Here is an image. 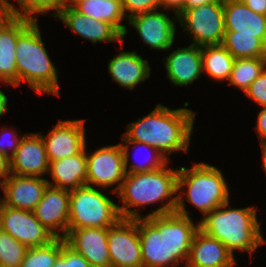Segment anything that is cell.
Masks as SVG:
<instances>
[{
	"mask_svg": "<svg viewBox=\"0 0 266 267\" xmlns=\"http://www.w3.org/2000/svg\"><path fill=\"white\" fill-rule=\"evenodd\" d=\"M188 106L185 102V108L171 110L158 104L145 117L129 123L123 136L130 142L152 146L165 157L175 151L189 152L196 112L187 109Z\"/></svg>",
	"mask_w": 266,
	"mask_h": 267,
	"instance_id": "1",
	"label": "cell"
},
{
	"mask_svg": "<svg viewBox=\"0 0 266 267\" xmlns=\"http://www.w3.org/2000/svg\"><path fill=\"white\" fill-rule=\"evenodd\" d=\"M178 170L162 168L141 173H126L122 185L116 193L123 206L118 205V211L123 219H136L174 213L177 205ZM166 203L148 215H141L130 207L145 208L146 205L160 201ZM138 206V207H137ZM143 206V207H142Z\"/></svg>",
	"mask_w": 266,
	"mask_h": 267,
	"instance_id": "2",
	"label": "cell"
},
{
	"mask_svg": "<svg viewBox=\"0 0 266 267\" xmlns=\"http://www.w3.org/2000/svg\"><path fill=\"white\" fill-rule=\"evenodd\" d=\"M228 205L229 201L206 214L198 221L199 229L218 239L233 255L235 250H241L252 257L258 246L266 244L260 232L257 211L254 206L230 209Z\"/></svg>",
	"mask_w": 266,
	"mask_h": 267,
	"instance_id": "3",
	"label": "cell"
},
{
	"mask_svg": "<svg viewBox=\"0 0 266 267\" xmlns=\"http://www.w3.org/2000/svg\"><path fill=\"white\" fill-rule=\"evenodd\" d=\"M17 86L26 81L35 93L58 95V70L51 62L37 21L19 37L16 45Z\"/></svg>",
	"mask_w": 266,
	"mask_h": 267,
	"instance_id": "4",
	"label": "cell"
},
{
	"mask_svg": "<svg viewBox=\"0 0 266 267\" xmlns=\"http://www.w3.org/2000/svg\"><path fill=\"white\" fill-rule=\"evenodd\" d=\"M225 181L222 172L209 164L200 162L188 169L180 167L175 212L189 217L182 198L185 193L181 189L184 186L187 188V201L198 208L204 216L223 205L229 201V189Z\"/></svg>",
	"mask_w": 266,
	"mask_h": 267,
	"instance_id": "5",
	"label": "cell"
},
{
	"mask_svg": "<svg viewBox=\"0 0 266 267\" xmlns=\"http://www.w3.org/2000/svg\"><path fill=\"white\" fill-rule=\"evenodd\" d=\"M120 219L118 205L98 188L84 185L70 191L68 233L80 228H109Z\"/></svg>",
	"mask_w": 266,
	"mask_h": 267,
	"instance_id": "6",
	"label": "cell"
},
{
	"mask_svg": "<svg viewBox=\"0 0 266 267\" xmlns=\"http://www.w3.org/2000/svg\"><path fill=\"white\" fill-rule=\"evenodd\" d=\"M193 45L222 44L225 29L223 1L214 0L206 5L184 10L177 18Z\"/></svg>",
	"mask_w": 266,
	"mask_h": 267,
	"instance_id": "7",
	"label": "cell"
},
{
	"mask_svg": "<svg viewBox=\"0 0 266 267\" xmlns=\"http://www.w3.org/2000/svg\"><path fill=\"white\" fill-rule=\"evenodd\" d=\"M143 267H179L168 257L167 214L138 218Z\"/></svg>",
	"mask_w": 266,
	"mask_h": 267,
	"instance_id": "8",
	"label": "cell"
},
{
	"mask_svg": "<svg viewBox=\"0 0 266 267\" xmlns=\"http://www.w3.org/2000/svg\"><path fill=\"white\" fill-rule=\"evenodd\" d=\"M87 159V177L86 185L94 187L109 188L117 184L112 189L117 193L125 177L124 156L120 146L109 145L86 153ZM96 185V186H95Z\"/></svg>",
	"mask_w": 266,
	"mask_h": 267,
	"instance_id": "9",
	"label": "cell"
},
{
	"mask_svg": "<svg viewBox=\"0 0 266 267\" xmlns=\"http://www.w3.org/2000/svg\"><path fill=\"white\" fill-rule=\"evenodd\" d=\"M111 267H143L138 218H121L108 228Z\"/></svg>",
	"mask_w": 266,
	"mask_h": 267,
	"instance_id": "10",
	"label": "cell"
},
{
	"mask_svg": "<svg viewBox=\"0 0 266 267\" xmlns=\"http://www.w3.org/2000/svg\"><path fill=\"white\" fill-rule=\"evenodd\" d=\"M0 228L27 247L44 246L56 237L35 217L33 211L3 205Z\"/></svg>",
	"mask_w": 266,
	"mask_h": 267,
	"instance_id": "11",
	"label": "cell"
},
{
	"mask_svg": "<svg viewBox=\"0 0 266 267\" xmlns=\"http://www.w3.org/2000/svg\"><path fill=\"white\" fill-rule=\"evenodd\" d=\"M84 120H59L49 134L41 135L48 161L79 154L86 146Z\"/></svg>",
	"mask_w": 266,
	"mask_h": 267,
	"instance_id": "12",
	"label": "cell"
},
{
	"mask_svg": "<svg viewBox=\"0 0 266 267\" xmlns=\"http://www.w3.org/2000/svg\"><path fill=\"white\" fill-rule=\"evenodd\" d=\"M69 204L70 191L48 185L33 212L36 219L56 238H65L68 234Z\"/></svg>",
	"mask_w": 266,
	"mask_h": 267,
	"instance_id": "13",
	"label": "cell"
},
{
	"mask_svg": "<svg viewBox=\"0 0 266 267\" xmlns=\"http://www.w3.org/2000/svg\"><path fill=\"white\" fill-rule=\"evenodd\" d=\"M9 169L13 175H48L49 161L41 133H29L22 137L19 147L9 159Z\"/></svg>",
	"mask_w": 266,
	"mask_h": 267,
	"instance_id": "14",
	"label": "cell"
},
{
	"mask_svg": "<svg viewBox=\"0 0 266 267\" xmlns=\"http://www.w3.org/2000/svg\"><path fill=\"white\" fill-rule=\"evenodd\" d=\"M128 24L151 49L168 50L174 43L175 22L158 9L135 15L128 19Z\"/></svg>",
	"mask_w": 266,
	"mask_h": 267,
	"instance_id": "15",
	"label": "cell"
},
{
	"mask_svg": "<svg viewBox=\"0 0 266 267\" xmlns=\"http://www.w3.org/2000/svg\"><path fill=\"white\" fill-rule=\"evenodd\" d=\"M48 180L36 176L10 174L0 187L3 190L4 205L27 211H33L42 199L48 186Z\"/></svg>",
	"mask_w": 266,
	"mask_h": 267,
	"instance_id": "16",
	"label": "cell"
},
{
	"mask_svg": "<svg viewBox=\"0 0 266 267\" xmlns=\"http://www.w3.org/2000/svg\"><path fill=\"white\" fill-rule=\"evenodd\" d=\"M10 15L0 26V81L17 86L16 45L18 37L33 23Z\"/></svg>",
	"mask_w": 266,
	"mask_h": 267,
	"instance_id": "17",
	"label": "cell"
},
{
	"mask_svg": "<svg viewBox=\"0 0 266 267\" xmlns=\"http://www.w3.org/2000/svg\"><path fill=\"white\" fill-rule=\"evenodd\" d=\"M65 241L92 267H111L108 252V228L73 229L65 236Z\"/></svg>",
	"mask_w": 266,
	"mask_h": 267,
	"instance_id": "18",
	"label": "cell"
},
{
	"mask_svg": "<svg viewBox=\"0 0 266 267\" xmlns=\"http://www.w3.org/2000/svg\"><path fill=\"white\" fill-rule=\"evenodd\" d=\"M236 262L234 255L223 243L198 229L183 267H233Z\"/></svg>",
	"mask_w": 266,
	"mask_h": 267,
	"instance_id": "19",
	"label": "cell"
},
{
	"mask_svg": "<svg viewBox=\"0 0 266 267\" xmlns=\"http://www.w3.org/2000/svg\"><path fill=\"white\" fill-rule=\"evenodd\" d=\"M81 37L97 42L120 41L123 44V35L110 23L95 20L78 12L74 7L63 8L56 16Z\"/></svg>",
	"mask_w": 266,
	"mask_h": 267,
	"instance_id": "20",
	"label": "cell"
},
{
	"mask_svg": "<svg viewBox=\"0 0 266 267\" xmlns=\"http://www.w3.org/2000/svg\"><path fill=\"white\" fill-rule=\"evenodd\" d=\"M167 78L177 86H187L203 72L201 46L178 48L165 58Z\"/></svg>",
	"mask_w": 266,
	"mask_h": 267,
	"instance_id": "21",
	"label": "cell"
},
{
	"mask_svg": "<svg viewBox=\"0 0 266 267\" xmlns=\"http://www.w3.org/2000/svg\"><path fill=\"white\" fill-rule=\"evenodd\" d=\"M226 32L252 35L266 43V15L255 13L242 0H223Z\"/></svg>",
	"mask_w": 266,
	"mask_h": 267,
	"instance_id": "22",
	"label": "cell"
},
{
	"mask_svg": "<svg viewBox=\"0 0 266 267\" xmlns=\"http://www.w3.org/2000/svg\"><path fill=\"white\" fill-rule=\"evenodd\" d=\"M86 146L77 155L64 157L49 162L48 174L52 176L53 182H48L51 187L65 189L68 191L86 185L87 159Z\"/></svg>",
	"mask_w": 266,
	"mask_h": 267,
	"instance_id": "23",
	"label": "cell"
},
{
	"mask_svg": "<svg viewBox=\"0 0 266 267\" xmlns=\"http://www.w3.org/2000/svg\"><path fill=\"white\" fill-rule=\"evenodd\" d=\"M108 70L112 80L122 87L133 90L135 86L150 77L151 68L148 60H144L135 51H124L109 61Z\"/></svg>",
	"mask_w": 266,
	"mask_h": 267,
	"instance_id": "24",
	"label": "cell"
},
{
	"mask_svg": "<svg viewBox=\"0 0 266 267\" xmlns=\"http://www.w3.org/2000/svg\"><path fill=\"white\" fill-rule=\"evenodd\" d=\"M199 229V222L195 225L192 219L176 212L167 214V244L168 257L179 264L187 262L191 243L196 231Z\"/></svg>",
	"mask_w": 266,
	"mask_h": 267,
	"instance_id": "25",
	"label": "cell"
},
{
	"mask_svg": "<svg viewBox=\"0 0 266 267\" xmlns=\"http://www.w3.org/2000/svg\"><path fill=\"white\" fill-rule=\"evenodd\" d=\"M74 8L95 20L110 23L123 35V38L128 32L126 26L121 24L126 17L122 0H82Z\"/></svg>",
	"mask_w": 266,
	"mask_h": 267,
	"instance_id": "26",
	"label": "cell"
},
{
	"mask_svg": "<svg viewBox=\"0 0 266 267\" xmlns=\"http://www.w3.org/2000/svg\"><path fill=\"white\" fill-rule=\"evenodd\" d=\"M203 71L216 81L229 80L235 58L222 45L201 47Z\"/></svg>",
	"mask_w": 266,
	"mask_h": 267,
	"instance_id": "27",
	"label": "cell"
},
{
	"mask_svg": "<svg viewBox=\"0 0 266 267\" xmlns=\"http://www.w3.org/2000/svg\"><path fill=\"white\" fill-rule=\"evenodd\" d=\"M222 45L235 58H266V43L257 37L225 32Z\"/></svg>",
	"mask_w": 266,
	"mask_h": 267,
	"instance_id": "28",
	"label": "cell"
},
{
	"mask_svg": "<svg viewBox=\"0 0 266 267\" xmlns=\"http://www.w3.org/2000/svg\"><path fill=\"white\" fill-rule=\"evenodd\" d=\"M266 67V58L235 59L229 83L246 91L250 84L262 73Z\"/></svg>",
	"mask_w": 266,
	"mask_h": 267,
	"instance_id": "29",
	"label": "cell"
},
{
	"mask_svg": "<svg viewBox=\"0 0 266 267\" xmlns=\"http://www.w3.org/2000/svg\"><path fill=\"white\" fill-rule=\"evenodd\" d=\"M65 238H55L44 246L28 247L20 267H53Z\"/></svg>",
	"mask_w": 266,
	"mask_h": 267,
	"instance_id": "30",
	"label": "cell"
},
{
	"mask_svg": "<svg viewBox=\"0 0 266 267\" xmlns=\"http://www.w3.org/2000/svg\"><path fill=\"white\" fill-rule=\"evenodd\" d=\"M122 143H120L123 156H124V169L126 173H141V172H147V171H152L158 168H162L169 162V158L163 156L157 149H155L152 146L146 145L144 143H139V142H130L128 141L123 135H122ZM130 144H134L135 147H138V151L143 147L146 149L151 150L152 154L151 157L146 159V163H132L131 166L128 169V163H129V149H130ZM145 149V150H146ZM135 162V161H134Z\"/></svg>",
	"mask_w": 266,
	"mask_h": 267,
	"instance_id": "31",
	"label": "cell"
},
{
	"mask_svg": "<svg viewBox=\"0 0 266 267\" xmlns=\"http://www.w3.org/2000/svg\"><path fill=\"white\" fill-rule=\"evenodd\" d=\"M28 247L0 228V267H20Z\"/></svg>",
	"mask_w": 266,
	"mask_h": 267,
	"instance_id": "32",
	"label": "cell"
},
{
	"mask_svg": "<svg viewBox=\"0 0 266 267\" xmlns=\"http://www.w3.org/2000/svg\"><path fill=\"white\" fill-rule=\"evenodd\" d=\"M20 5V10L10 3L11 15L29 18L37 21V14H48V11L53 10L56 17L62 10V0H17ZM33 15V16H32ZM36 15V16H35Z\"/></svg>",
	"mask_w": 266,
	"mask_h": 267,
	"instance_id": "33",
	"label": "cell"
},
{
	"mask_svg": "<svg viewBox=\"0 0 266 267\" xmlns=\"http://www.w3.org/2000/svg\"><path fill=\"white\" fill-rule=\"evenodd\" d=\"M122 6L125 16L130 19L135 15L160 8L161 0H122Z\"/></svg>",
	"mask_w": 266,
	"mask_h": 267,
	"instance_id": "34",
	"label": "cell"
},
{
	"mask_svg": "<svg viewBox=\"0 0 266 267\" xmlns=\"http://www.w3.org/2000/svg\"><path fill=\"white\" fill-rule=\"evenodd\" d=\"M244 93L258 105L266 107V67Z\"/></svg>",
	"mask_w": 266,
	"mask_h": 267,
	"instance_id": "35",
	"label": "cell"
},
{
	"mask_svg": "<svg viewBox=\"0 0 266 267\" xmlns=\"http://www.w3.org/2000/svg\"><path fill=\"white\" fill-rule=\"evenodd\" d=\"M16 133L17 132L14 133V131L12 132L11 130H6V131L4 130L3 132L0 133V153L6 156L8 159H10L11 156L16 152L17 148L19 147L20 141L22 140L23 137L21 136V138H19ZM6 134L7 135L11 134L9 135L11 140L9 142L6 141V143H4L5 141L2 139L5 137ZM9 149H10V154L8 152Z\"/></svg>",
	"mask_w": 266,
	"mask_h": 267,
	"instance_id": "36",
	"label": "cell"
},
{
	"mask_svg": "<svg viewBox=\"0 0 266 267\" xmlns=\"http://www.w3.org/2000/svg\"><path fill=\"white\" fill-rule=\"evenodd\" d=\"M68 267H92L78 252L68 245Z\"/></svg>",
	"mask_w": 266,
	"mask_h": 267,
	"instance_id": "37",
	"label": "cell"
},
{
	"mask_svg": "<svg viewBox=\"0 0 266 267\" xmlns=\"http://www.w3.org/2000/svg\"><path fill=\"white\" fill-rule=\"evenodd\" d=\"M257 117L256 131L258 138L260 139V144L266 143V107H262Z\"/></svg>",
	"mask_w": 266,
	"mask_h": 267,
	"instance_id": "38",
	"label": "cell"
},
{
	"mask_svg": "<svg viewBox=\"0 0 266 267\" xmlns=\"http://www.w3.org/2000/svg\"><path fill=\"white\" fill-rule=\"evenodd\" d=\"M255 13L266 15V0H242Z\"/></svg>",
	"mask_w": 266,
	"mask_h": 267,
	"instance_id": "39",
	"label": "cell"
},
{
	"mask_svg": "<svg viewBox=\"0 0 266 267\" xmlns=\"http://www.w3.org/2000/svg\"><path fill=\"white\" fill-rule=\"evenodd\" d=\"M183 1L184 0H161V8L163 7L164 10L173 8L175 12V17H177V13L183 8Z\"/></svg>",
	"mask_w": 266,
	"mask_h": 267,
	"instance_id": "40",
	"label": "cell"
},
{
	"mask_svg": "<svg viewBox=\"0 0 266 267\" xmlns=\"http://www.w3.org/2000/svg\"><path fill=\"white\" fill-rule=\"evenodd\" d=\"M53 267H68V244L65 242L61 247V254L58 256Z\"/></svg>",
	"mask_w": 266,
	"mask_h": 267,
	"instance_id": "41",
	"label": "cell"
},
{
	"mask_svg": "<svg viewBox=\"0 0 266 267\" xmlns=\"http://www.w3.org/2000/svg\"><path fill=\"white\" fill-rule=\"evenodd\" d=\"M10 175L9 159L0 153V183Z\"/></svg>",
	"mask_w": 266,
	"mask_h": 267,
	"instance_id": "42",
	"label": "cell"
},
{
	"mask_svg": "<svg viewBox=\"0 0 266 267\" xmlns=\"http://www.w3.org/2000/svg\"><path fill=\"white\" fill-rule=\"evenodd\" d=\"M214 0H184L183 1V8L176 14L177 17L186 9L199 7L201 5L209 4Z\"/></svg>",
	"mask_w": 266,
	"mask_h": 267,
	"instance_id": "43",
	"label": "cell"
},
{
	"mask_svg": "<svg viewBox=\"0 0 266 267\" xmlns=\"http://www.w3.org/2000/svg\"><path fill=\"white\" fill-rule=\"evenodd\" d=\"M10 15V2L7 0H0V26Z\"/></svg>",
	"mask_w": 266,
	"mask_h": 267,
	"instance_id": "44",
	"label": "cell"
},
{
	"mask_svg": "<svg viewBox=\"0 0 266 267\" xmlns=\"http://www.w3.org/2000/svg\"><path fill=\"white\" fill-rule=\"evenodd\" d=\"M8 98H7V96L5 95V93L2 91V90H0V117L5 113V112H7L8 111V105H7V103H8Z\"/></svg>",
	"mask_w": 266,
	"mask_h": 267,
	"instance_id": "45",
	"label": "cell"
},
{
	"mask_svg": "<svg viewBox=\"0 0 266 267\" xmlns=\"http://www.w3.org/2000/svg\"><path fill=\"white\" fill-rule=\"evenodd\" d=\"M82 0H62V9L63 8H72Z\"/></svg>",
	"mask_w": 266,
	"mask_h": 267,
	"instance_id": "46",
	"label": "cell"
},
{
	"mask_svg": "<svg viewBox=\"0 0 266 267\" xmlns=\"http://www.w3.org/2000/svg\"><path fill=\"white\" fill-rule=\"evenodd\" d=\"M261 147H262V157H263V167H264V170L266 172V143L265 144H261Z\"/></svg>",
	"mask_w": 266,
	"mask_h": 267,
	"instance_id": "47",
	"label": "cell"
},
{
	"mask_svg": "<svg viewBox=\"0 0 266 267\" xmlns=\"http://www.w3.org/2000/svg\"><path fill=\"white\" fill-rule=\"evenodd\" d=\"M4 205V199H1L0 198V212H1V209H2V206Z\"/></svg>",
	"mask_w": 266,
	"mask_h": 267,
	"instance_id": "48",
	"label": "cell"
}]
</instances>
